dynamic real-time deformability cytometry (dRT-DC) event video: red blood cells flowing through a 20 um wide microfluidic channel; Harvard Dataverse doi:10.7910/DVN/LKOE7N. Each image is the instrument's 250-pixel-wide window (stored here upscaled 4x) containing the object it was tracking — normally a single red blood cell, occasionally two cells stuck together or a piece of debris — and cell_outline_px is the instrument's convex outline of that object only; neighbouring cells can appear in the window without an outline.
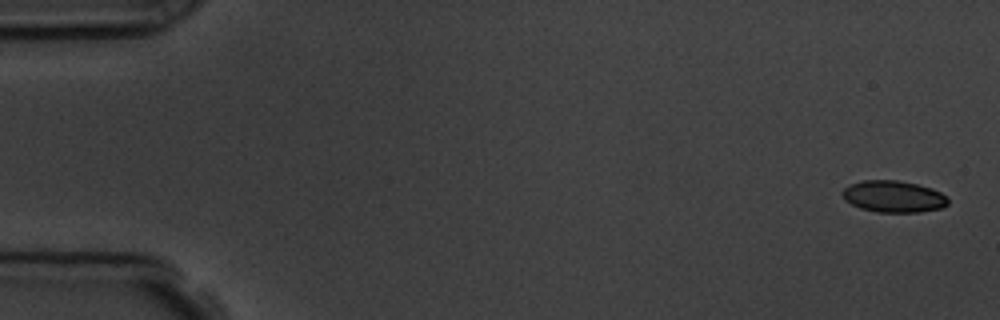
{"species": "common noctule bat (a hibernating species)", "species_latin": "Nyctalus noctula", "temperature_condition": "room temperature", "stored_images_in_passage": 6, "segment_of_instrument_passage": [1, 2], "camera_frame_rate_fps": 3000, "um_per_image_px": 0.085, "animal": {"sex": "male", "body_mass_g": 19.5, "forearm_length_mm": 54.6}, "frame": {"image": 1, "passage_image": 1, "time_ms": 0.0, "image_size_px": [1000, 320], "cell_outline_px": [[948, 204], [940, 208], [920, 212], [876, 212], [860, 208], [844, 200], [840, 192], [848, 184], [864, 180], [896, 180], [916, 184], [932, 188], [948, 196]], "centroid_in_image_um": [75.92, 16.7], "position_along_channel_um": 9.1, "area_um2": 19.65}}
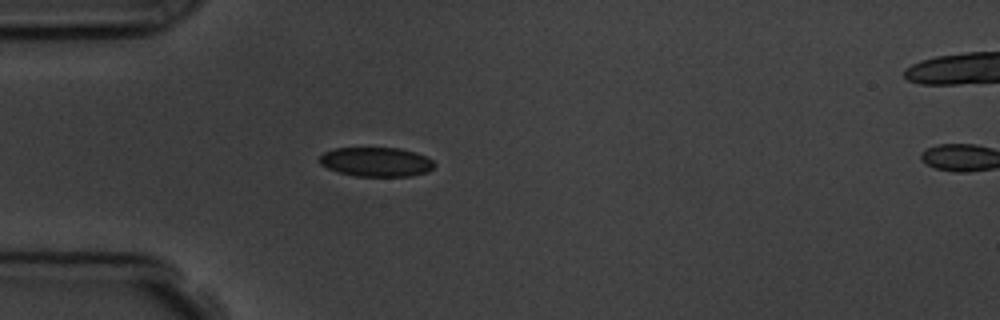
{"frame": {"image": 2, "passage_image": 5, "time_ms": 4.667, "image_size_px": [1000, 320], "cell_outline_px": [[436, 164], [428, 172], [408, 176], [356, 176], [340, 172], [328, 168], [320, 164], [320, 156], [324, 152], [332, 148], [400, 148], [416, 152], [432, 160]], "centroid_in_image_um": [31.98, 13.75], "position_along_channel_um": 53.0, "area_um2": 19.54}}